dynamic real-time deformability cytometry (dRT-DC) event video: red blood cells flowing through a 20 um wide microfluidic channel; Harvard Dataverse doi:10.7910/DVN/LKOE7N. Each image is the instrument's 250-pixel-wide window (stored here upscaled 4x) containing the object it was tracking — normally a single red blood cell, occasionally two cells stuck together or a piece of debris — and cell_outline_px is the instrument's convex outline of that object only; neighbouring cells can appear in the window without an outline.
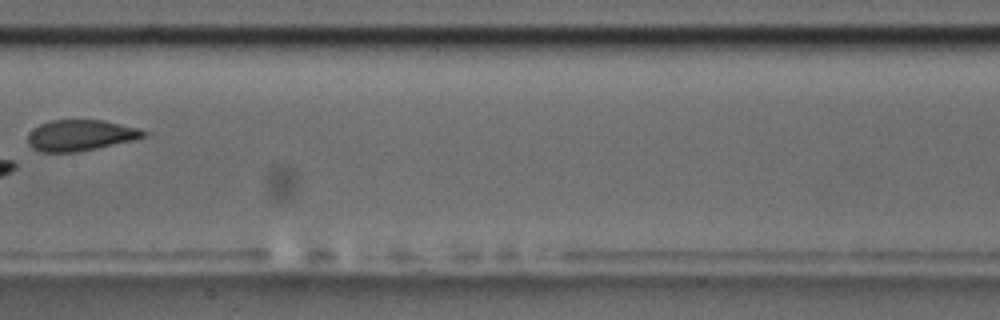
{"species": "common noctule bat (a hibernating species)", "species_latin": "Nyctalus noctula", "temperature_condition": "room temperature", "stored_images_in_passage": 9, "camera_frame_rate_fps": 3000, "um_per_image_px": 0.085, "animal": {"sex": "male", "body_mass_g": 17.5, "forearm_length_mm": 52.3}, "frame": {"image": 1, "passage_image": 8, "time_ms": 9.0, "image_size_px": [1000, 320], "cell_outline_px": [[152, 132], [148, 136], [136, 140], [76, 152], [40, 152], [32, 148], [28, 144], [28, 136], [32, 128], [48, 120], [104, 120], [140, 128]], "centroid_in_image_um": [6.9, 11.49], "position_along_channel_um": 200.5, "area_um2": 21.33}}
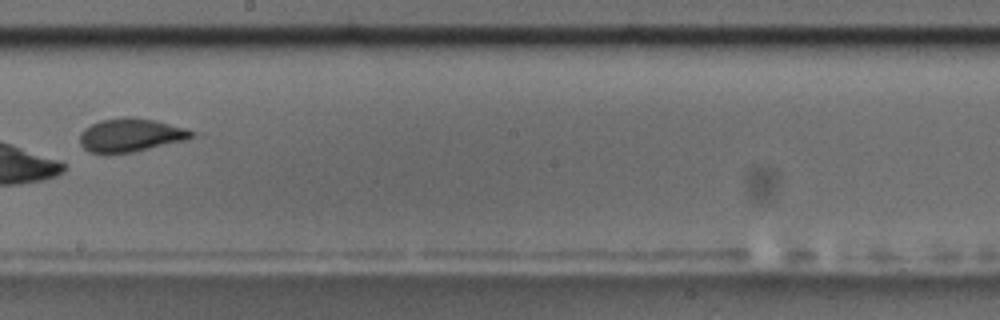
{"frame": {"image": 2, "passage_image": 9, "time_ms": 10.0, "image_size_px": [1000, 320], "cell_outline_px": [[204, 132], [184, 140], [132, 152], [108, 156], [104, 156], [88, 152], [80, 144], [80, 132], [84, 128], [100, 120], [124, 116], [132, 116], [156, 120]], "centroid_in_image_um": [11.12, 11.49], "position_along_channel_um": 237.1, "area_um2": 22.66}}